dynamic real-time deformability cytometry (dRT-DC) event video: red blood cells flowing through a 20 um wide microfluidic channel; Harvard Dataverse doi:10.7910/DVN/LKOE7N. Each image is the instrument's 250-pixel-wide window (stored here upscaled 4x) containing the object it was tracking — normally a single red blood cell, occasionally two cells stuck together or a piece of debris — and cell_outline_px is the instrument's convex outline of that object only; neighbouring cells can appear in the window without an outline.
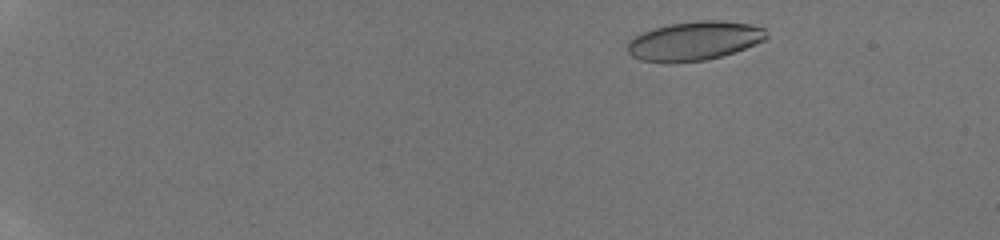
{"species": "human", "species_latin": "Homo sapiens", "temperature_condition": "room temperature", "stored_images_in_passage": 13, "camera_frame_rate_fps": 3000, "um_per_image_px": 0.085, "donor": {"sex": "male"}, "frame": {"image": 1, "passage_image": 3, "time_ms": 1.667, "image_size_px": [1000, 240], "cell_outline_px": [[768, 36], [764, 40], [756, 44], [720, 56], [704, 60], [676, 64], [668, 64], [640, 60], [632, 56], [628, 52], [628, 40], [640, 32], [652, 28], [668, 24], [700, 20], [720, 20], [752, 24], [764, 28]], "centroid_in_image_um": [58.96, 3.48], "position_along_channel_um": 26.0, "area_um2": 31.96}}
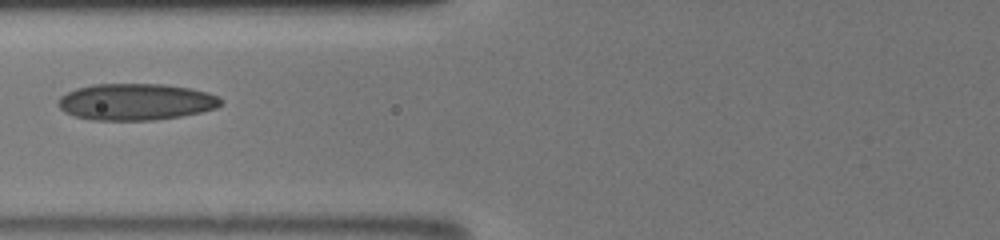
{"frame": {"image": 2, "passage_image": 10, "time_ms": 7.333, "image_size_px": [1000, 240], "cell_outline_px": [[224, 104], [216, 108], [200, 112], [180, 116], [152, 120], [92, 120], [76, 116], [64, 112], [56, 104], [56, 100], [60, 96], [76, 88], [92, 84], [164, 84], [188, 88], [208, 92], [220, 96], [224, 100]], "centroid_in_image_um": [11.55, 8.65], "position_along_channel_um": 114.2, "area_um2": 34.97}}
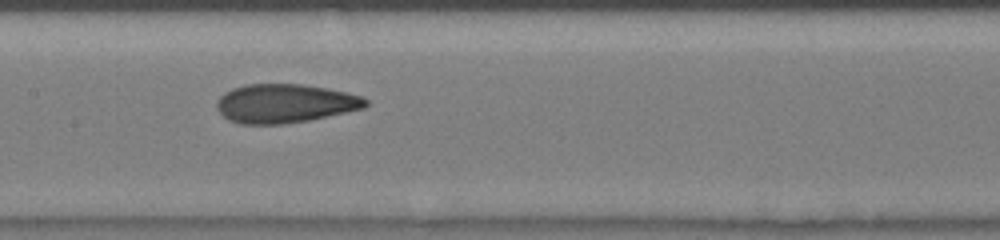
{"frame": {"image": 3, "passage_image": 12, "time_ms": 9.0, "image_size_px": [1000, 240], "cell_outline_px": [[368, 104], [364, 108], [308, 120], [280, 124], [240, 124], [228, 120], [216, 108], [216, 100], [224, 92], [232, 88], [244, 84], [300, 84], [328, 88], [348, 92], [360, 96], [368, 100]], "centroid_in_image_um": [24.19, 8.78], "position_along_channel_um": 183.2, "area_um2": 33.76}}